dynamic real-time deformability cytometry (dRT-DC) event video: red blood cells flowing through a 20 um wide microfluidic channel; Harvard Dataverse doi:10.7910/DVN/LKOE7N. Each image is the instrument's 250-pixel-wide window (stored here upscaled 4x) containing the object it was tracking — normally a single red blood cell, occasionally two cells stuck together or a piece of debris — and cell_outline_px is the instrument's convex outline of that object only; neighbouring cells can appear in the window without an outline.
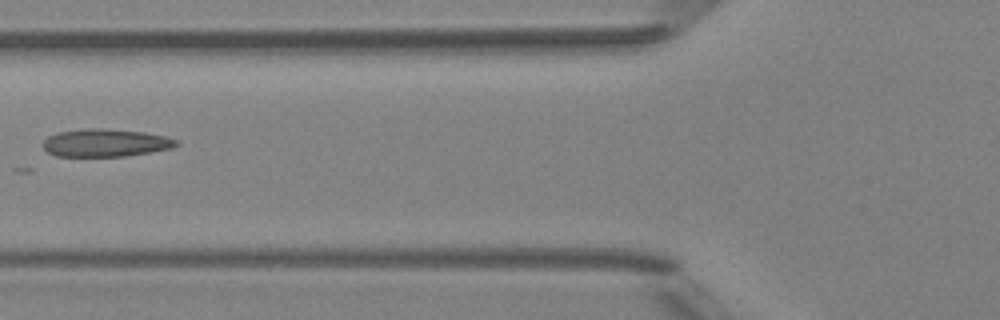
{"species": "Egyptian fruit bat (a non-hibernating species)", "species_latin": "Rousettus aegyptiacus", "temperature_condition": "room temperature", "stored_images_in_passage": 8, "camera_frame_rate_fps": 3000, "um_per_image_px": 0.085, "animal": {"sex": "female"}, "frame": {"image": 1, "passage_image": 6, "time_ms": 5.667, "image_size_px": [1000, 320], "cell_outline_px": [[180, 144], [172, 148], [152, 152], [124, 156], [56, 156], [48, 152], [44, 148], [44, 140], [48, 136], [56, 132], [84, 128], [104, 128], [144, 132], [164, 136], [176, 140]], "centroid_in_image_um": [8.96, 12.13], "position_along_channel_um": 116.8, "area_um2": 21.62}}
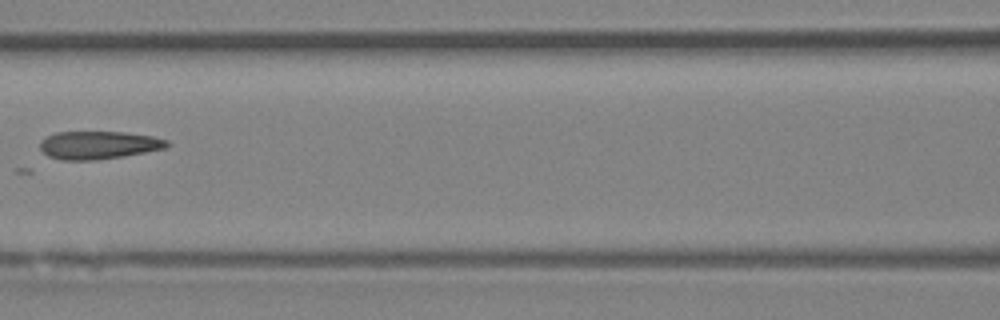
{"frame": {"image": 2, "passage_image": 7, "time_ms": 6.667, "image_size_px": [1000, 320], "cell_outline_px": [[172, 144], [168, 148], [124, 156], [96, 160], [60, 160], [48, 156], [40, 148], [40, 140], [56, 132], [124, 132], [152, 136], [168, 140]], "centroid_in_image_um": [8.42, 12.33], "position_along_channel_um": 158.2, "area_um2": 20.87}}
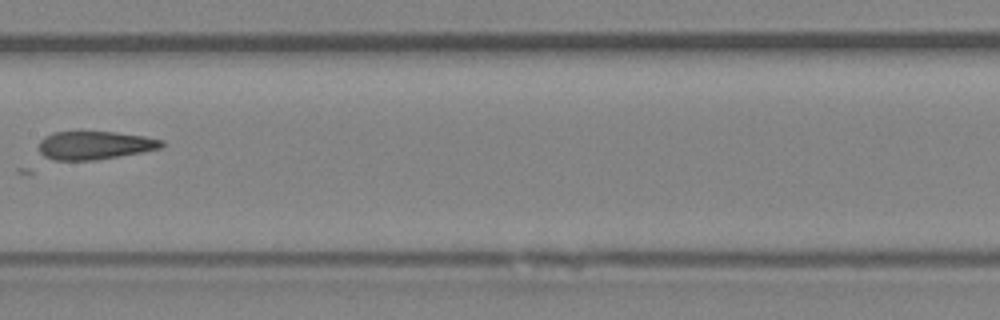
{"frame": {"image": 3, "passage_image": 8, "time_ms": 7.667, "image_size_px": [1000, 320], "cell_outline_px": [[164, 144], [160, 148], [140, 152], [92, 160], [56, 160], [44, 156], [40, 152], [40, 140], [44, 136], [52, 132], [80, 128], [116, 132], [144, 136], [164, 140]], "centroid_in_image_um": [8.0, 12.28], "position_along_channel_um": 199.4, "area_um2": 20.87}}